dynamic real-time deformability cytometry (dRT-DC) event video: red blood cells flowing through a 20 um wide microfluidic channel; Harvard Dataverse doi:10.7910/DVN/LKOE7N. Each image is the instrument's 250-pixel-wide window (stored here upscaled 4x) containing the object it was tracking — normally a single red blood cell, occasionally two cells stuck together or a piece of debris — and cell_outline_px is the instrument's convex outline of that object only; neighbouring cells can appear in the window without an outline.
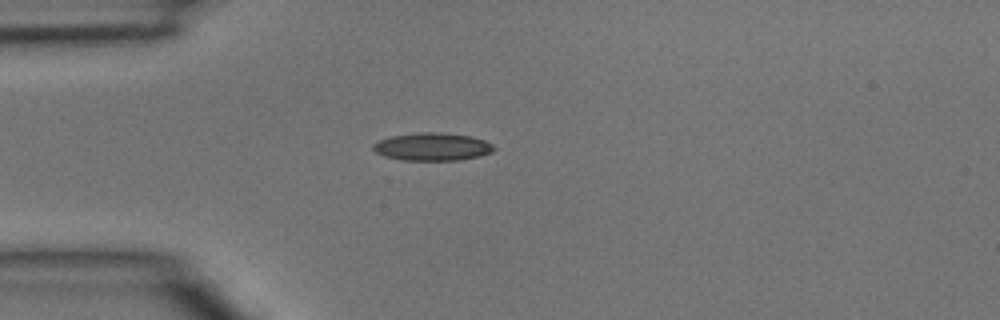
{"species": "common noctule bat (a hibernating species)", "species_latin": "Nyctalus noctula", "temperature_condition": "room temperature", "stored_images_in_passage": 35, "camera_frame_rate_fps": 3000, "um_per_image_px": 0.085, "animal": {"sex": "male", "body_mass_g": 15.6}, "frame": {"image": 1, "passage_image": 1, "time_ms": 0.0, "image_size_px": [1000, 320], "cell_outline_px": [[496, 148], [492, 152], [480, 156], [456, 160], [404, 160], [384, 156], [376, 152], [372, 148], [372, 144], [376, 140], [392, 136], [420, 132], [440, 132], [472, 136], [484, 140], [492, 144]], "centroid_in_image_um": [36.74, 12.46], "position_along_channel_um": 48.3, "area_um2": 19.65}}
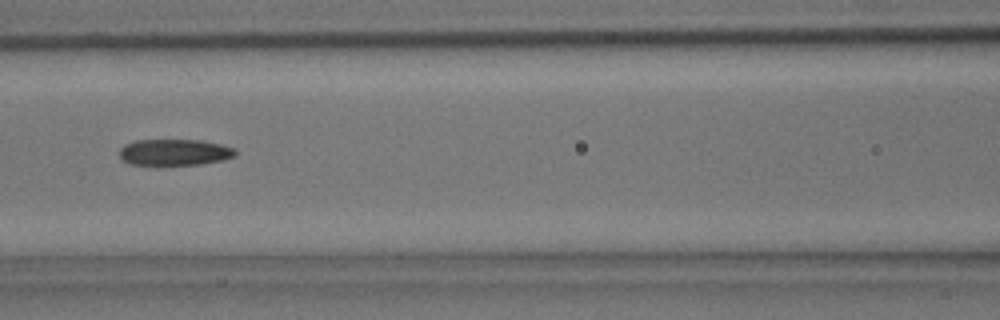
{"frame": {"image": 2, "passage_image": 9, "time_ms": 2.667, "image_size_px": [1000, 320], "cell_outline_px": [[236, 156], [224, 160], [200, 164], [160, 168], [132, 164], [124, 160], [120, 156], [120, 148], [124, 144], [136, 140], [200, 140], [220, 144], [236, 148]], "centroid_in_image_um": [14.83, 12.99], "position_along_channel_um": 151.8, "area_um2": 18.61}}
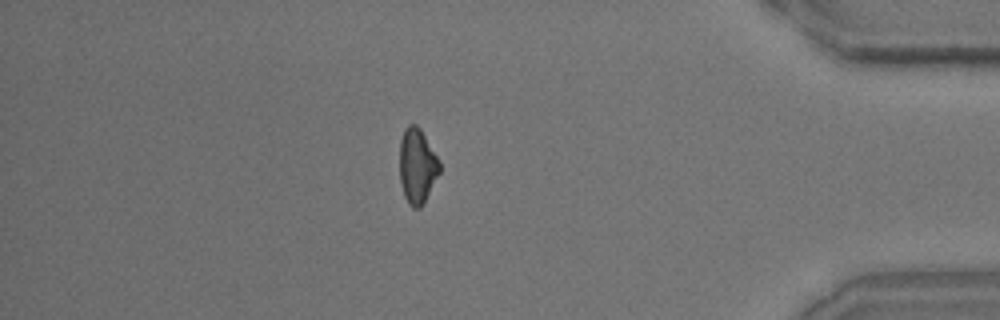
{"frame": {"image": 3, "passage_image": 29, "time_ms": 9.333, "image_size_px": [1000, 320], "cell_outline_px": [[440, 172], [424, 204], [420, 208], [412, 208], [408, 204], [404, 196], [400, 184], [400, 140], [404, 128], [408, 124], [416, 124], [420, 128], [440, 160]], "centroid_in_image_um": [35.46, 14.12], "position_along_channel_um": 399.7, "area_um2": 17.8}}